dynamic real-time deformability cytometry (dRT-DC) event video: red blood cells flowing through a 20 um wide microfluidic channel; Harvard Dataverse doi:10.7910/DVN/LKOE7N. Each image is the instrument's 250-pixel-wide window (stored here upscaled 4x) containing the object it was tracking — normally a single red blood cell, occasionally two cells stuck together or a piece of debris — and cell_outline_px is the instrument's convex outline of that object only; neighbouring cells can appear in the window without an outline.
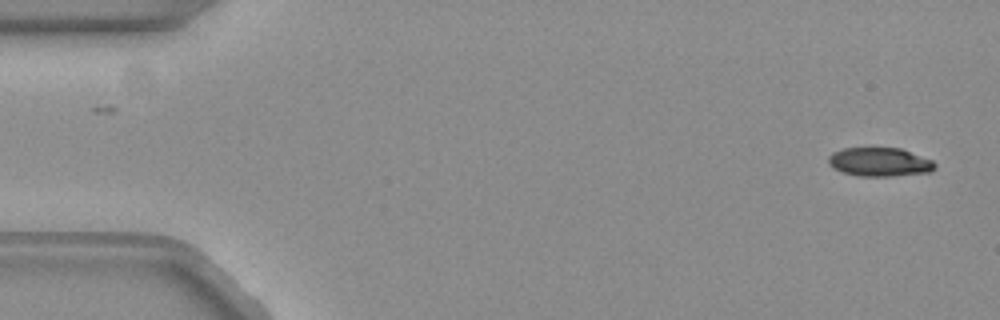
{"species": "common noctule bat (a hibernating species)", "species_latin": "Nyctalus noctula", "temperature_condition": "warm", "stored_images_in_passage": 53, "camera_frame_rate_fps": 3000, "um_per_image_px": 0.085, "animal": {"sex": "female", "body_mass_g": 19.3, "forearm_length_mm": 54.1}, "frame": {"image": 1, "passage_image": 2, "time_ms": 0.333, "image_size_px": [1000, 320], "cell_outline_px": [[936, 168], [932, 172], [892, 176], [860, 176], [844, 172], [832, 168], [828, 164], [828, 156], [832, 152], [844, 148], [900, 148], [932, 160], [936, 164]], "centroid_in_image_um": [74.77, 13.77], "position_along_channel_um": 10.2, "area_um2": 17.92}}
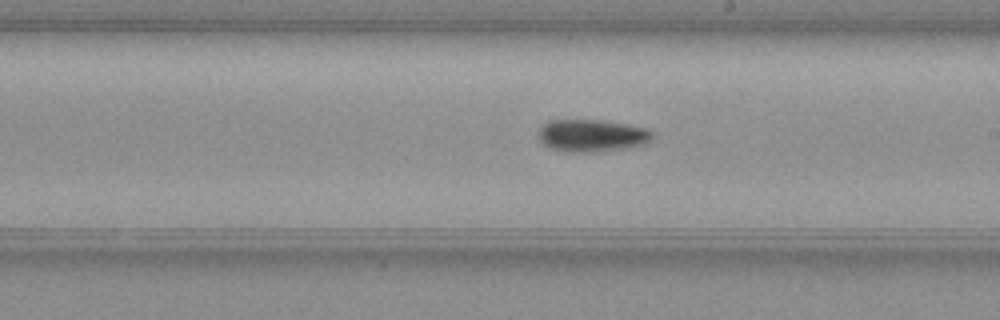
{"frame": {"image": 2, "passage_image": 30, "time_ms": 9.667, "image_size_px": [1000, 320], "cell_outline_px": [[652, 136], [644, 144], [628, 148], [604, 152], [564, 152], [548, 148], [536, 136], [540, 124], [548, 120], [600, 120], [628, 124], [648, 128], [652, 132]], "centroid_in_image_um": [50.24, 11.53], "position_along_channel_um": 238.8, "area_um2": 22.02}}
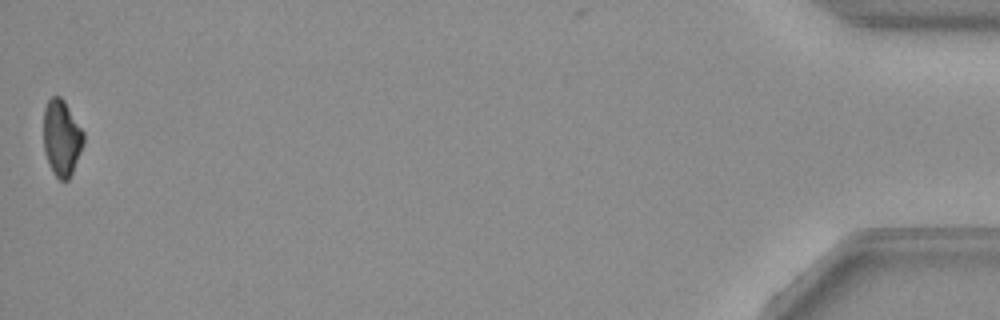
{"frame": {"image": 3, "passage_image": 53, "time_ms": 17.333, "image_size_px": [1000, 320], "cell_outline_px": [[84, 144], [72, 172], [68, 180], [60, 180], [52, 172], [48, 164], [44, 152], [44, 108], [48, 100], [52, 96], [60, 96], [64, 100], [84, 132]], "centroid_in_image_um": [5.24, 11.72], "position_along_channel_um": 430.0, "area_um2": 17.8}, "authors_computed_cell_mechanics": {"area_um2": 19.3052, "velocity_mm_per_s": 3.8395, "shape_relaxation_time_tau1_ms": 3.5071, "shape_relaxation_time_tau2_ms": null, "deformation_change_tau1": 0.1474, "deformation_change_tau2": null}}